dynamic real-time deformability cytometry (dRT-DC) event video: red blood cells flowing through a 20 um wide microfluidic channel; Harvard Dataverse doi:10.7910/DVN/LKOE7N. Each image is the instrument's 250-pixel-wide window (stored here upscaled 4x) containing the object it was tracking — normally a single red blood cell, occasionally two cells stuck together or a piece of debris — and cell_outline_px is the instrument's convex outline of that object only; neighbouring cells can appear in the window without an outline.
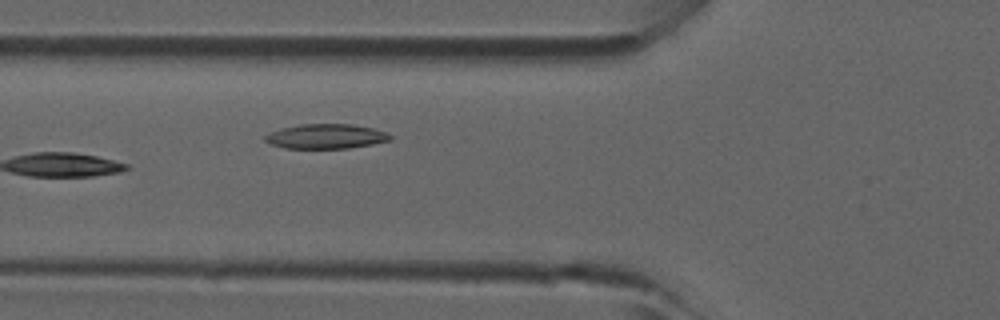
{"species": "common noctule bat (a hibernating species)", "species_latin": "Nyctalus noctula", "temperature_condition": "room temperature", "stored_images_in_passage": 5, "camera_frame_rate_fps": 3000, "um_per_image_px": 0.085, "animal": {"sex": "male", "forearm_length_mm": 52.5}, "frame": {"image": 1, "passage_image": 5, "time_ms": 1.333, "image_size_px": [1000, 320], "cell_outline_px": [[392, 140], [372, 144], [348, 148], [284, 148], [272, 144], [264, 140], [264, 136], [272, 132], [284, 128], [300, 124], [352, 124], [372, 128], [384, 132], [392, 136]], "centroid_in_image_um": [27.73, 11.59], "position_along_channel_um": 98.1, "area_um2": 17.74}}